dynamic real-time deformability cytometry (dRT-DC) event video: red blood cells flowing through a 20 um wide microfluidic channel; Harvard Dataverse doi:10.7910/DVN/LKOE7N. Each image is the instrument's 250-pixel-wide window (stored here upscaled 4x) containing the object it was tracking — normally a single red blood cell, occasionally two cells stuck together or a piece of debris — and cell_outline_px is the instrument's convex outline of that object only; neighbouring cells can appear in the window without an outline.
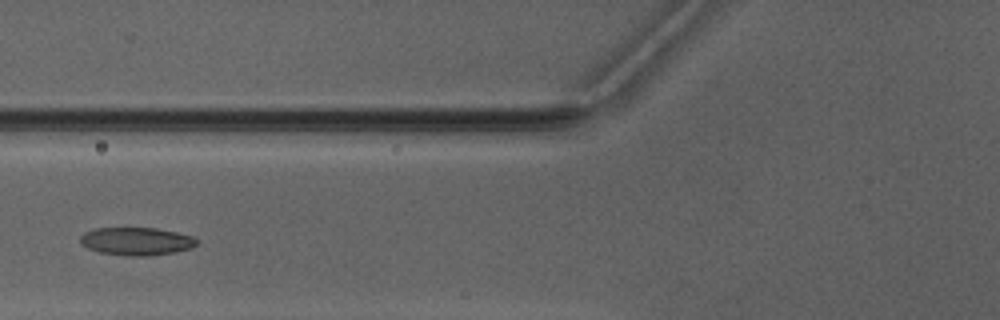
{"species": "Egyptian fruit bat (a non-hibernating species)", "species_latin": "Rousettus aegyptiacus", "temperature_condition": "warm", "stored_images_in_passage": 4, "camera_frame_rate_fps": 3000, "um_per_image_px": 0.085, "animal": {"sex": "male"}, "frame": {"image": 1, "passage_image": 4, "time_ms": 3.667, "image_size_px": [1000, 320], "cell_outline_px": [[196, 244], [192, 248], [176, 252], [152, 256], [124, 256], [100, 252], [88, 248], [80, 244], [80, 236], [84, 232], [96, 228], [156, 228], [176, 232], [192, 236], [196, 240]], "centroid_in_image_um": [11.58, 20.52], "position_along_channel_um": 114.2, "area_um2": 19.07}}